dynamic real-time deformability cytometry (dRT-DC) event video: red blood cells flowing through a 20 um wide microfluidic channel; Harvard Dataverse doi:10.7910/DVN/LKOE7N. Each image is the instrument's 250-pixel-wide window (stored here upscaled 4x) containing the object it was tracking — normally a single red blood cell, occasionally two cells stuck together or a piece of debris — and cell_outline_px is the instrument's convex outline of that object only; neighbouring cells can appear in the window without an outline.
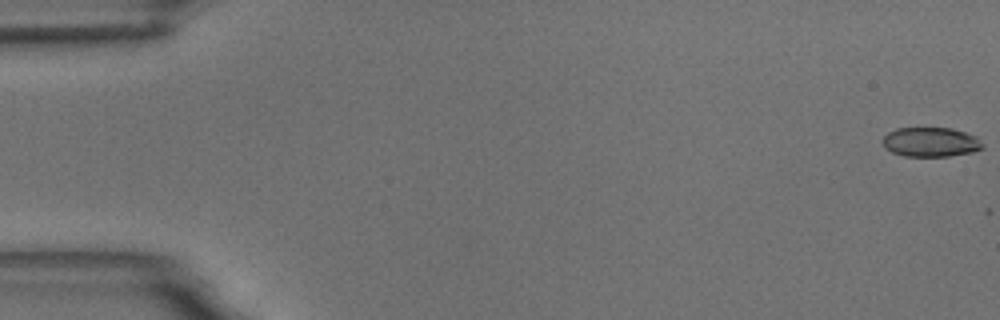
{"species": "common noctule bat (a hibernating species)", "species_latin": "Nyctalus noctula", "temperature_condition": "room temperature", "stored_images_in_passage": 3, "camera_frame_rate_fps": 3000, "um_per_image_px": 0.085, "animal": {"sex": "male", "body_mass_g": 18.8}, "frame": {"image": 1, "passage_image": 1, "time_ms": 0.0, "image_size_px": [1000, 320], "cell_outline_px": [[984, 148], [972, 152], [948, 156], [904, 156], [892, 152], [884, 148], [880, 140], [888, 132], [896, 128], [952, 128], [976, 136], [984, 144]], "centroid_in_image_um": [79.08, 12.07], "position_along_channel_um": 5.9, "area_um2": 17.34}}